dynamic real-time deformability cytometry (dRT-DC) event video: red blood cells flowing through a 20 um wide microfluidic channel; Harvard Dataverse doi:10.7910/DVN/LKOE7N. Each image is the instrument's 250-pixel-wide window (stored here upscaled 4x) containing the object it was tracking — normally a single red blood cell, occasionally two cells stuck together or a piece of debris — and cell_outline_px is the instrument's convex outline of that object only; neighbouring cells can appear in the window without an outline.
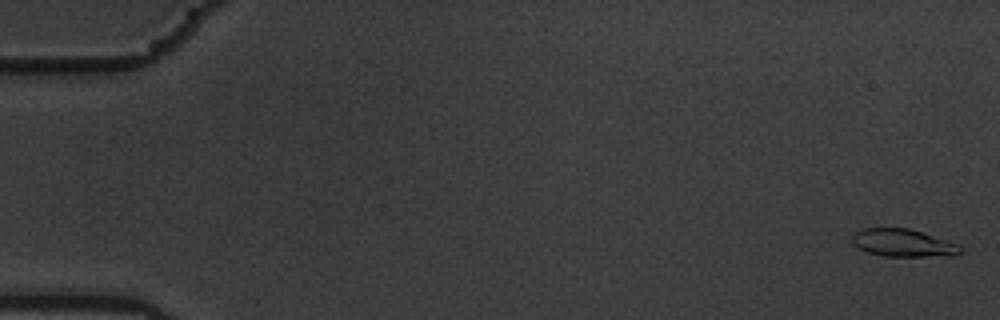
{"species": "common noctule bat (a hibernating species)", "species_latin": "Nyctalus noctula", "temperature_condition": "warm", "stored_images_in_passage": 52, "camera_frame_rate_fps": 3000, "um_per_image_px": 0.085, "animal": {"sex": "male", "body_mass_g": 19.5, "forearm_length_mm": 54.6}, "frame": {"image": 1, "passage_image": 2, "time_ms": 0.333, "image_size_px": [1000, 320], "cell_outline_px": [[960, 252], [956, 256], [884, 256], [868, 252], [860, 248], [852, 240], [852, 236], [856, 232], [864, 228], [908, 228], [956, 244], [960, 248]], "centroid_in_image_um": [76.75, 20.66], "position_along_channel_um": 8.3, "area_um2": 16.94}}
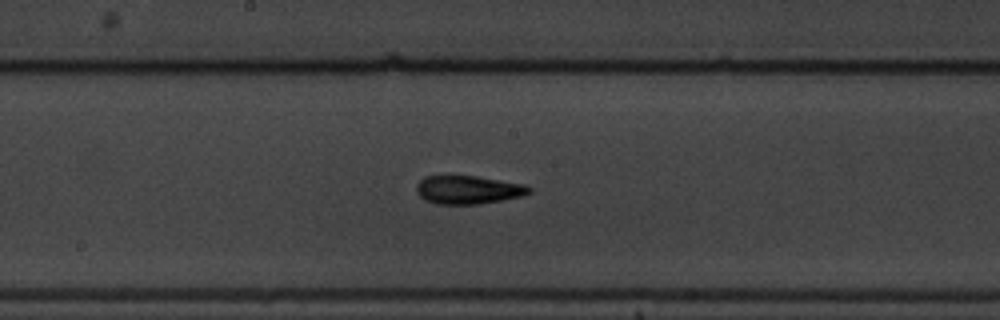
{"frame": {"image": 2, "passage_image": 32, "time_ms": 10.333, "image_size_px": [1000, 320], "cell_outline_px": [[532, 192], [524, 196], [476, 204], [436, 204], [424, 200], [416, 192], [416, 184], [424, 176], [476, 176], [524, 184], [532, 188]], "centroid_in_image_um": [39.78, 16.13], "position_along_channel_um": 208.4, "area_um2": 18.67}}
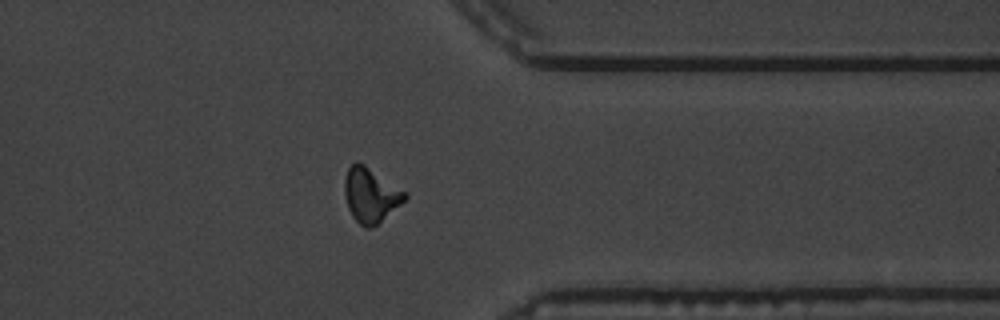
{"frame": {"image": 3, "passage_image": 47, "time_ms": 15.333, "image_size_px": [1000, 320], "cell_outline_px": [[408, 196], [400, 204], [372, 228], [364, 228], [352, 216], [348, 208], [344, 192], [344, 180], [348, 168], [356, 160], [364, 164], [408, 192]], "centroid_in_image_um": [31.5, 16.56], "position_along_channel_um": 379.9, "area_um2": 19.13}}